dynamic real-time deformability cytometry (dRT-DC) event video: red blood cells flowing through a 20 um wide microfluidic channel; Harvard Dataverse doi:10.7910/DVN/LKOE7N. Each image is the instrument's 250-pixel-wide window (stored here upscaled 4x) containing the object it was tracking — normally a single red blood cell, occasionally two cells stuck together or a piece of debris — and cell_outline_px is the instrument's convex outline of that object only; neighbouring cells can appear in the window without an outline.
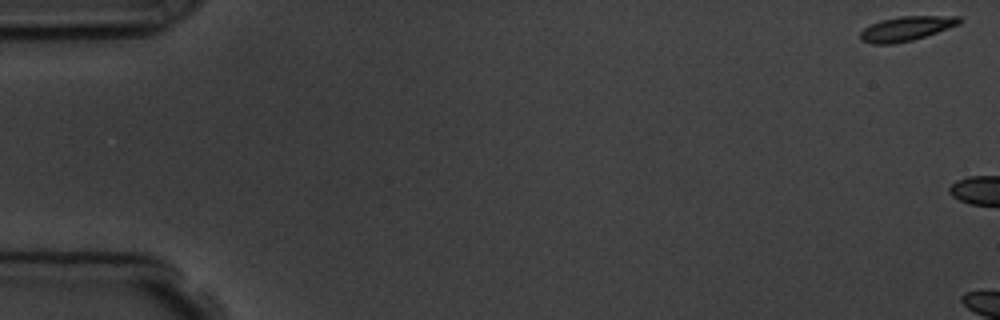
{"species": "common noctule bat (a hibernating species)", "species_latin": "Nyctalus noctula", "temperature_condition": "room temperature", "stored_images_in_passage": 3, "camera_frame_rate_fps": 3000, "um_per_image_px": 0.085, "animal": {"sex": "male", "body_mass_g": 19.5, "forearm_length_mm": 54.6}, "frame": {"image": 1, "passage_image": 1, "time_ms": 0.0, "image_size_px": [1000, 320], "cell_outline_px": [[960, 24], [912, 40], [892, 44], [872, 44], [860, 40], [860, 32], [864, 28], [880, 20], [900, 16], [960, 16]], "centroid_in_image_um": [76.99, 2.43], "position_along_channel_um": 8.0, "area_um2": 13.99}}